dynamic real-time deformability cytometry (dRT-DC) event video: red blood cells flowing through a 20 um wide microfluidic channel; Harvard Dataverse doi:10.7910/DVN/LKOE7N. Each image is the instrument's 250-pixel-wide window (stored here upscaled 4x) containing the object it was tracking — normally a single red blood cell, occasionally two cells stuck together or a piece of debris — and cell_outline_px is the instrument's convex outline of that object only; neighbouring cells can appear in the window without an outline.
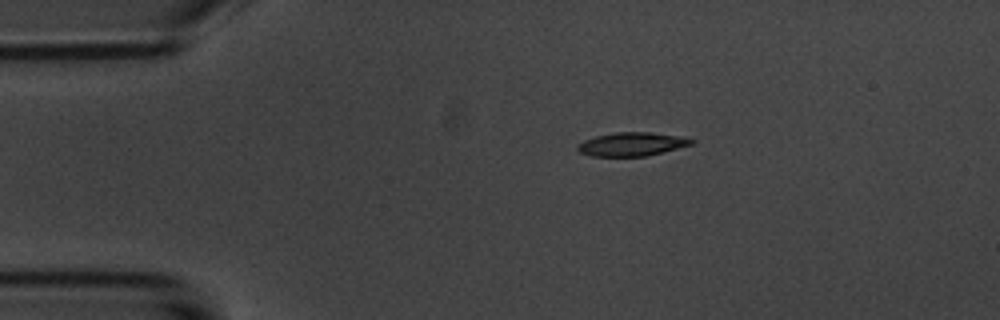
{"species": "common noctule bat (a hibernating species)", "species_latin": "Nyctalus noctula", "temperature_condition": "room temperature", "stored_images_in_passage": 5, "camera_frame_rate_fps": 3000, "um_per_image_px": 0.085, "animal": {"sex": "male", "body_mass_g": 20.1, "forearm_length_mm": 53.5}, "frame": {"image": 1, "passage_image": 5, "time_ms": 4.667, "image_size_px": [1000, 320], "cell_outline_px": [[696, 140], [692, 144], [644, 156], [592, 156], [580, 152], [576, 148], [576, 144], [584, 140], [596, 136], [616, 132], [648, 132], [684, 136]], "centroid_in_image_um": [53.69, 12.24], "position_along_channel_um": 31.3, "area_um2": 15.55}}